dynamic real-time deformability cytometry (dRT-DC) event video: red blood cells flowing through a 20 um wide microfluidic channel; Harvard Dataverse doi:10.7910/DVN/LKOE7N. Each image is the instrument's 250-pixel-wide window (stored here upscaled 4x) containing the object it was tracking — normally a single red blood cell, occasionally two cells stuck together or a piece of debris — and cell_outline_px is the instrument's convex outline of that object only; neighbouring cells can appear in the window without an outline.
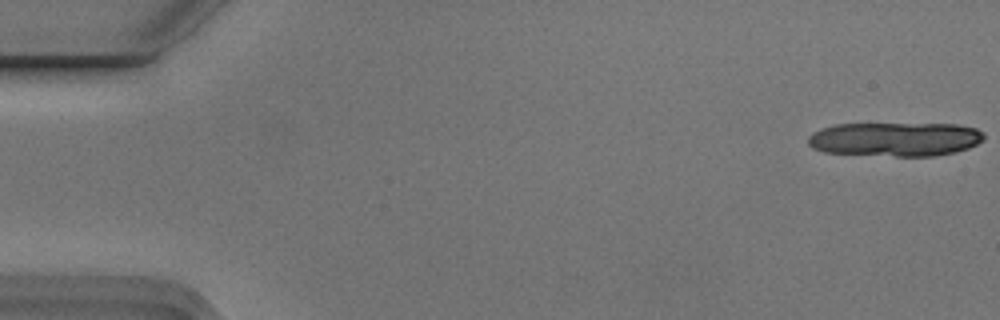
{"species": "Egyptian fruit bat (a non-hibernating species)", "species_latin": "Rousettus aegyptiacus", "temperature_condition": "cold", "stored_images_in_passage": 10, "camera_frame_rate_fps": 3000, "um_per_image_px": 0.085, "animal": {"sex": "male"}, "frame": {"image": 1, "passage_image": 1, "time_ms": 0.0, "image_size_px": [1000, 320], "cell_outline_px": [[984, 140], [968, 148], [956, 152], [936, 156], [896, 156], [824, 152], [812, 148], [808, 144], [808, 136], [812, 132], [836, 124], [956, 124], [976, 128], [984, 132]], "centroid_in_image_um": [76.11, 11.83], "position_along_channel_um": 8.9, "area_um2": 35.03}}
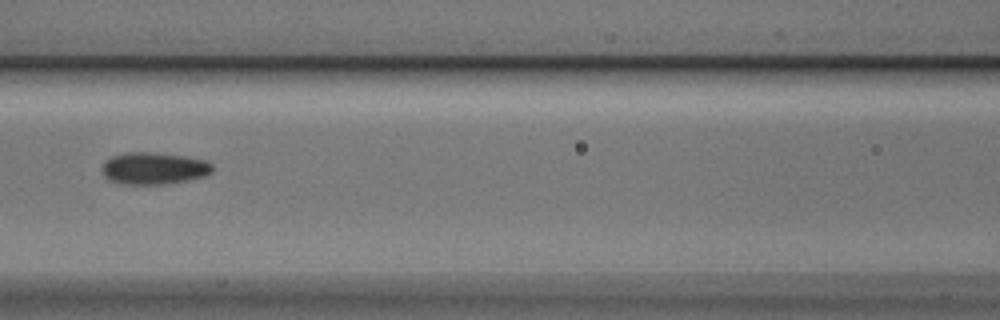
{"frame": {"image": 2, "passage_image": 7, "time_ms": 2.0, "image_size_px": [1000, 320], "cell_outline_px": [[212, 172], [204, 176], [188, 180], [160, 184], [120, 184], [108, 180], [104, 176], [104, 160], [112, 156], [128, 152], [148, 152], [184, 156], [208, 160], [212, 164]], "centroid_in_image_um": [13.08, 14.31], "position_along_channel_um": 153.5, "area_um2": 20.52}}
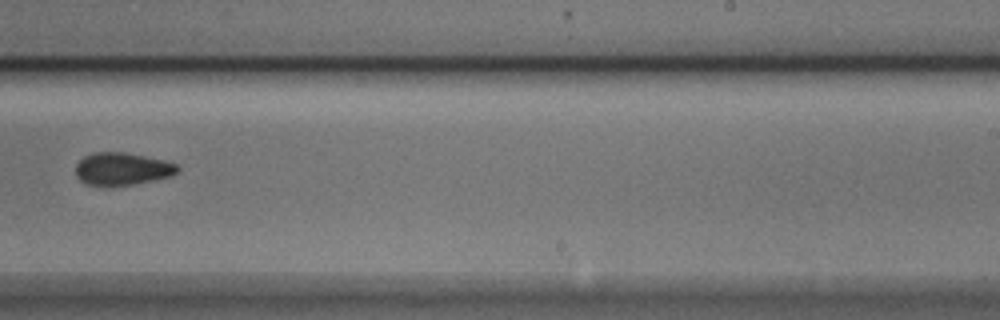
{"frame": {"image": 3, "passage_image": 10, "time_ms": 3.0, "image_size_px": [1000, 320], "cell_outline_px": [[180, 168], [172, 176], [132, 184], [84, 184], [76, 176], [76, 164], [84, 156], [92, 152], [124, 152], [164, 160], [176, 164]], "centroid_in_image_um": [10.37, 14.33], "position_along_channel_um": 278.6, "area_um2": 18.96}}